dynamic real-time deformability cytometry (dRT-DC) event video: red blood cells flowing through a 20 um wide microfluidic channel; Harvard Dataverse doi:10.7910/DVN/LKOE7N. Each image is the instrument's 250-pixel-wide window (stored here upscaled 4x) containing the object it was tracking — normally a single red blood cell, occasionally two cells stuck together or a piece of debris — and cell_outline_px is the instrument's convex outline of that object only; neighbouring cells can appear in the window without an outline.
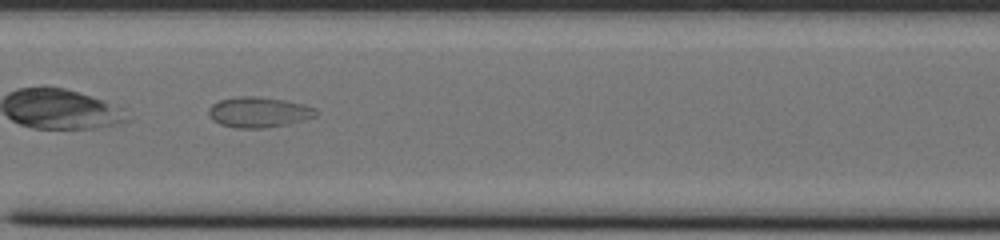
{"species": "common noctule bat (a hibernating species)", "species_latin": "Nyctalus noctula", "temperature_condition": "cold", "stored_images_in_passage": 33, "camera_frame_rate_fps": 3000, "um_per_image_px": 0.085, "animal": {"sex": "male", "body_mass_g": 20.0, "forearm_length_mm": 53.3}, "frame": {"image": 1, "passage_image": 10, "time_ms": 3.0, "image_size_px": [1000, 240], "cell_outline_px": [[316, 116], [284, 124], [264, 128], [236, 128], [220, 124], [212, 120], [208, 112], [208, 108], [212, 104], [220, 100], [236, 96], [256, 96], [284, 100], [304, 104], [316, 108]], "centroid_in_image_um": [21.94, 9.52], "position_along_channel_um": 185.5, "area_um2": 18.9}}